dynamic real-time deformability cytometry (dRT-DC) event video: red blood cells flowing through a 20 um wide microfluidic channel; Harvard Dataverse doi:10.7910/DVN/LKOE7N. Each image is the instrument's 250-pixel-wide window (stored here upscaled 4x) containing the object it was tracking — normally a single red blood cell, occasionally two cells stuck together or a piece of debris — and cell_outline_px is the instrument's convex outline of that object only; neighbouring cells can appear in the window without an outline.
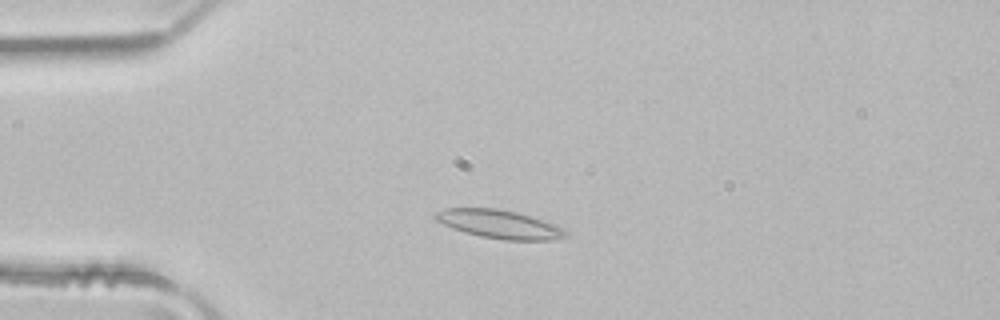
{"species": "common noctule bat (a hibernating species)", "species_latin": "Nyctalus noctula", "temperature_condition": "room temperature", "stored_images_in_passage": 3, "camera_frame_rate_fps": 3000, "um_per_image_px": 0.085, "animal": {"sex": "male", "body_mass_g": 21.5, "forearm_length_mm": 52.0}, "frame": {"image": 1, "passage_image": 3, "time_ms": 0.667, "image_size_px": [1000, 320], "cell_outline_px": [[568, 236], [552, 240], [504, 240], [480, 236], [464, 232], [452, 228], [436, 220], [432, 216], [436, 212], [444, 208], [496, 208], [516, 212], [564, 228], [568, 232]], "centroid_in_image_um": [42.41, 19.06], "position_along_channel_um": 42.6, "area_um2": 21.44}}